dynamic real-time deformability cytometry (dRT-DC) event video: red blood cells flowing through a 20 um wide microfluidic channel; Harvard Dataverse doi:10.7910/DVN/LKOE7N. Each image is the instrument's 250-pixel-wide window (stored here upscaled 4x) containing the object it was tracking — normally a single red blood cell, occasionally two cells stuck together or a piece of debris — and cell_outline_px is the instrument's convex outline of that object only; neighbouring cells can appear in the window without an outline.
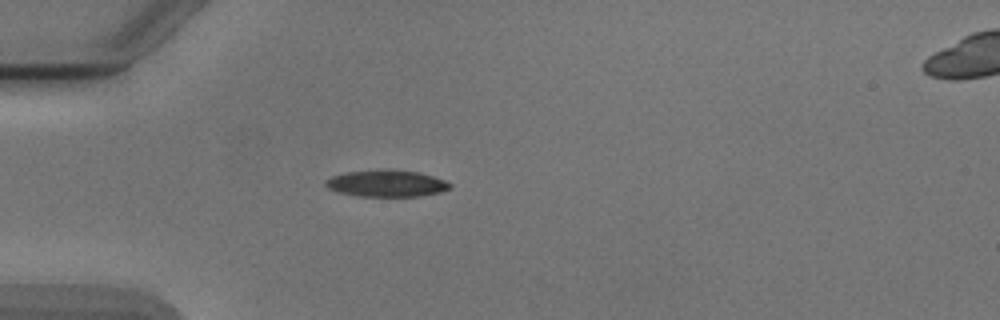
{"species": "Egyptian fruit bat (a non-hibernating species)", "species_latin": "Rousettus aegyptiacus", "temperature_condition": "cold", "stored_images_in_passage": 2, "camera_frame_rate_fps": 3000, "um_per_image_px": 0.085, "animal": {"sex": "male"}, "frame": {"image": 1, "passage_image": 1, "time_ms": 0.0, "image_size_px": [1000, 320], "cell_outline_px": [[452, 188], [440, 192], [420, 196], [356, 196], [340, 192], [328, 188], [324, 184], [324, 180], [332, 176], [348, 172], [384, 168], [392, 168], [420, 172], [444, 180], [452, 184]], "centroid_in_image_um": [32.87, 15.57], "position_along_channel_um": 52.1, "area_um2": 19.65}}